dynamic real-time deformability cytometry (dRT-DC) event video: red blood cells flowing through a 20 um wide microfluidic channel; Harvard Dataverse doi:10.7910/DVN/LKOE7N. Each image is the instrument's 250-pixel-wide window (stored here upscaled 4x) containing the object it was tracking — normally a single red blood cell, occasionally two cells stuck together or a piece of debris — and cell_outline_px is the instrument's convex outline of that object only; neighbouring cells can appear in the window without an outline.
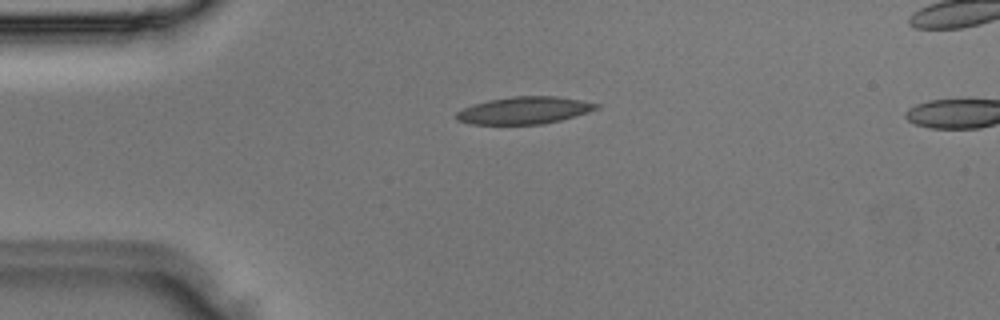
{"species": "Egyptian fruit bat (a non-hibernating species)", "species_latin": "Rousettus aegyptiacus", "temperature_condition": "room temperature", "stored_images_in_passage": 3, "camera_frame_rate_fps": 3000, "um_per_image_px": 0.085, "animal": {"sex": "male"}, "frame": {"image": 1, "passage_image": 3, "time_ms": 0.667, "image_size_px": [1000, 320], "cell_outline_px": [[600, 108], [576, 116], [544, 124], [472, 124], [456, 120], [456, 112], [472, 104], [488, 100], [512, 96], [556, 96], [580, 100], [600, 104]], "centroid_in_image_um": [44.57, 9.38], "position_along_channel_um": 40.4, "area_um2": 22.25}}